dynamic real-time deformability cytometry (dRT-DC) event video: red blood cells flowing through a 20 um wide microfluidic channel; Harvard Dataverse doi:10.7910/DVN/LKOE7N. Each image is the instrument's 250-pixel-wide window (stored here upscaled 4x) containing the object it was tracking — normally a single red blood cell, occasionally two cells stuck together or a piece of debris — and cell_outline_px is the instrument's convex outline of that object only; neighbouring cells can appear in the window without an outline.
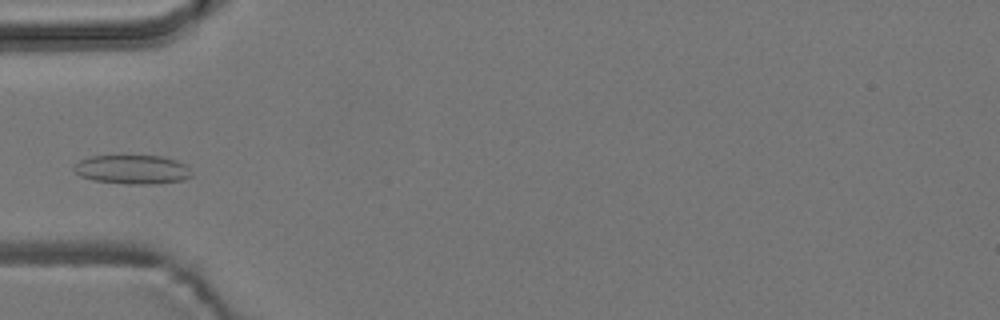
{"species": "common noctule bat (a hibernating species)", "species_latin": "Nyctalus noctula", "temperature_condition": "room temperature", "stored_images_in_passage": 7, "camera_frame_rate_fps": 3000, "um_per_image_px": 0.085, "animal": {"sex": "male", "body_mass_g": 19.2, "forearm_length_mm": 51.8}, "frame": {"image": 1, "passage_image": 5, "time_ms": 5.0, "image_size_px": [1000, 320], "cell_outline_px": [[192, 176], [184, 180], [152, 184], [128, 184], [92, 180], [80, 176], [72, 168], [72, 164], [80, 160], [92, 156], [160, 156], [176, 160], [184, 164], [192, 172]], "centroid_in_image_um": [11.23, 14.41], "position_along_channel_um": 73.8, "area_um2": 19.94}}
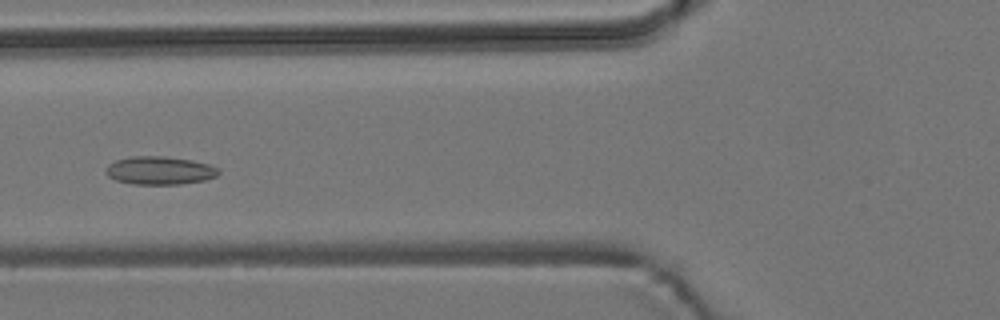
{"frame": {"image": 2, "passage_image": 6, "time_ms": 6.0, "image_size_px": [1000, 320], "cell_outline_px": [[220, 172], [216, 176], [204, 180], [180, 184], [132, 184], [116, 180], [108, 176], [104, 172], [108, 164], [116, 160], [128, 156], [164, 156], [192, 160], [208, 164], [220, 168]], "centroid_in_image_um": [13.56, 14.48], "position_along_channel_um": 112.2, "area_um2": 18.61}}
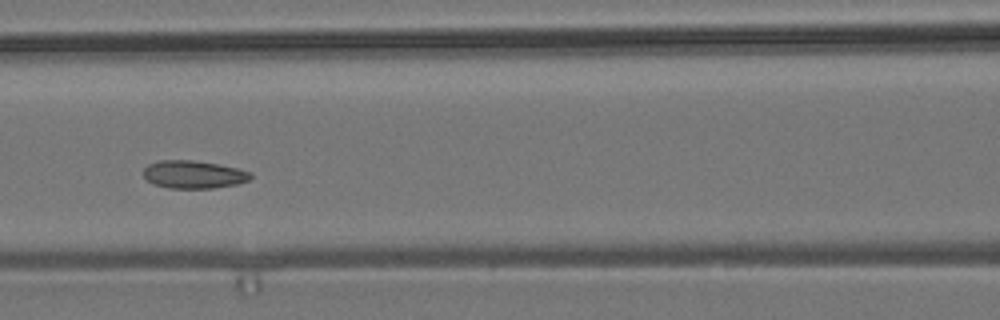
{"frame": {"image": 3, "passage_image": 7, "time_ms": 7.0, "image_size_px": [1000, 320], "cell_outline_px": [[252, 176], [248, 180], [236, 184], [212, 188], [168, 188], [152, 184], [144, 176], [144, 168], [148, 164], [160, 160], [192, 160], [216, 164], [236, 168], [252, 172]], "centroid_in_image_um": [16.43, 14.83], "position_along_channel_um": 150.2, "area_um2": 17.28}}